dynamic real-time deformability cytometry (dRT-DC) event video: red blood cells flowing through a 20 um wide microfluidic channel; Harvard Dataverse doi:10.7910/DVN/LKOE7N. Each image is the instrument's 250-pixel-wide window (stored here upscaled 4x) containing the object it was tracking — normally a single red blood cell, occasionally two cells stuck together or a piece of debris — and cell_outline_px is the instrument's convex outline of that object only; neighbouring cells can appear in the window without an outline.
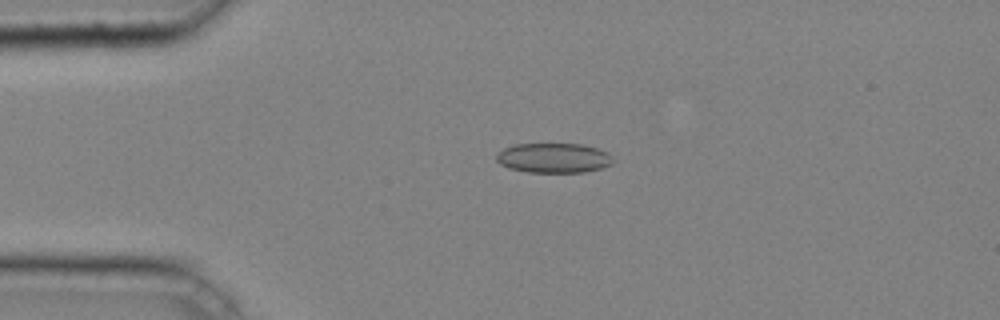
{"species": "common noctule bat (a hibernating species)", "species_latin": "Nyctalus noctula", "temperature_condition": "cold", "stored_images_in_passage": 37, "camera_frame_rate_fps": 3000, "um_per_image_px": 0.085, "animal": {"sex": "male", "body_mass_g": 20.4}, "frame": {"image": 1, "passage_image": 4, "time_ms": 1.0, "image_size_px": [1000, 320], "cell_outline_px": [[612, 164], [600, 168], [584, 172], [528, 172], [508, 168], [500, 164], [496, 160], [496, 152], [504, 148], [516, 144], [580, 144], [596, 148], [608, 152], [612, 156]], "centroid_in_image_um": [47.03, 13.42], "position_along_channel_um": 38.0, "area_um2": 20.23}}
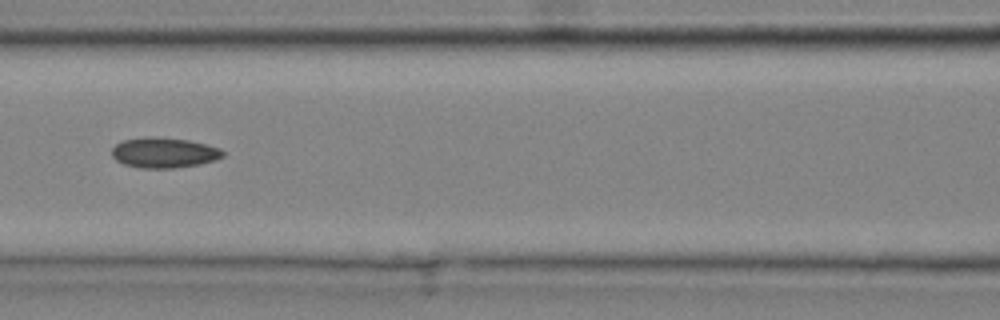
{"frame": {"image": 2, "passage_image": 14, "time_ms": 4.333, "image_size_px": [1000, 320], "cell_outline_px": [[224, 156], [216, 160], [200, 164], [172, 168], [140, 168], [124, 164], [116, 160], [112, 156], [112, 148], [116, 144], [124, 140], [188, 140], [220, 148], [224, 152]], "centroid_in_image_um": [13.98, 13.04], "position_along_channel_um": 152.6, "area_um2": 18.61}}
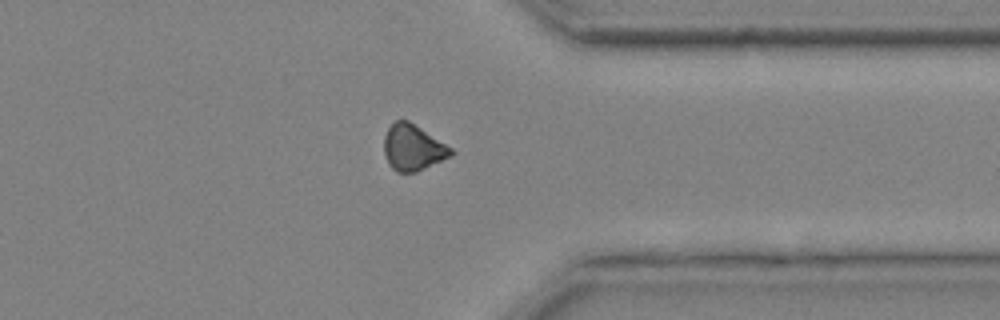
{"frame": {"image": 3, "passage_image": 30, "time_ms": 9.667, "image_size_px": [1000, 320], "cell_outline_px": [[456, 152], [452, 156], [416, 172], [396, 172], [388, 164], [384, 152], [384, 136], [388, 128], [396, 120], [408, 120], [452, 148]], "centroid_in_image_um": [35.1, 12.56], "position_along_channel_um": 376.3, "area_um2": 17.92}, "authors_computed_cell_mechanics": {"area_um2": 19.1896, "velocity_mm_per_s": 4.294, "shape_relaxation_time_tau1_ms": 5.133, "shape_relaxation_time_tau2_ms": null, "deformation_change_tau1": 0.0846, "deformation_change_tau2": null}}